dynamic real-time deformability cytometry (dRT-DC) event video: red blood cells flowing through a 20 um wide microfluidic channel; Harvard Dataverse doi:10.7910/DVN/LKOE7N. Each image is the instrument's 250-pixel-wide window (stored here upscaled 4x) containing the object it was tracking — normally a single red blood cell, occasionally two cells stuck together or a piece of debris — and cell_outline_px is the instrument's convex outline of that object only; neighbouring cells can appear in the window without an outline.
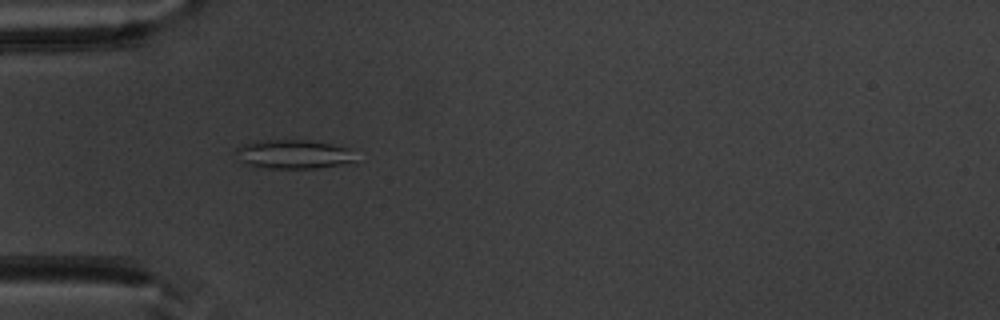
{"species": "common noctule bat (a hibernating species)", "species_latin": "Nyctalus noctula", "temperature_condition": "warm", "stored_images_in_passage": 36, "camera_frame_rate_fps": 3000, "um_per_image_px": 0.085, "animal": {"sex": "male", "body_mass_g": 20.1, "forearm_length_mm": 53.5}, "frame": {"image": 1, "passage_image": 1, "time_ms": 0.0, "image_size_px": [1000, 320], "cell_outline_px": [[356, 164], [316, 168], [268, 168], [244, 164], [240, 160], [236, 152], [236, 148], [244, 144], [256, 140], [308, 140], [332, 144], [348, 148], [356, 160]], "centroid_in_image_um": [24.99, 13.12], "position_along_channel_um": 60.0, "area_um2": 20.46}}
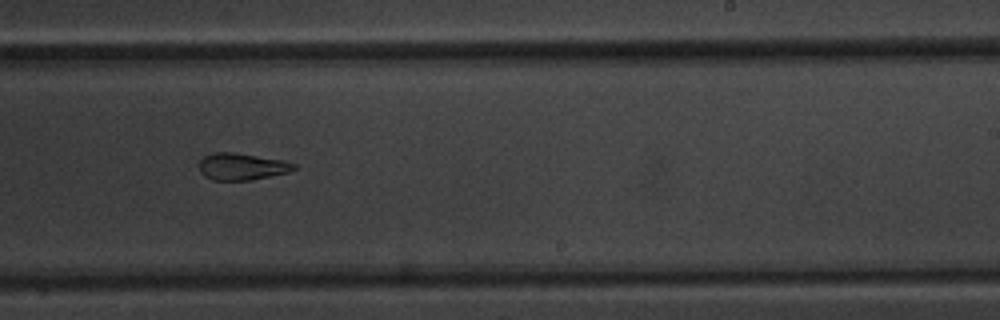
{"frame": {"image": 2, "passage_image": 17, "time_ms": 5.333, "image_size_px": [1000, 320], "cell_outline_px": [[296, 168], [288, 172], [252, 180], [212, 180], [204, 176], [200, 172], [200, 160], [204, 156], [212, 152], [232, 152], [284, 160], [296, 164]], "centroid_in_image_um": [20.54, 14.15], "position_along_channel_um": 268.5, "area_um2": 14.85}}
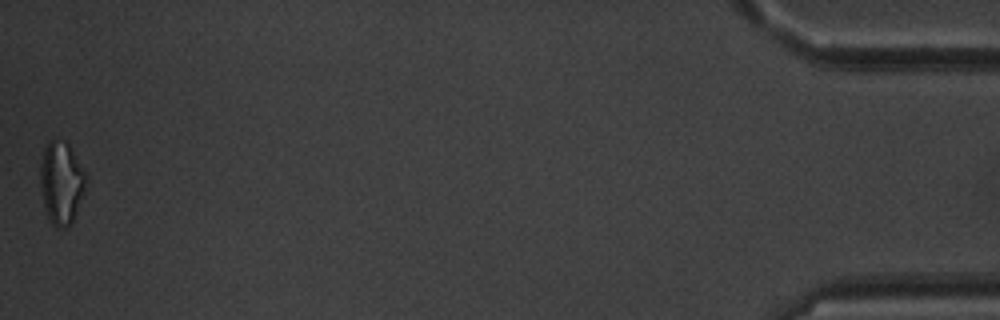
{"frame": {"image": 3, "passage_image": 36, "time_ms": 11.667, "image_size_px": [1000, 320], "cell_outline_px": [[84, 192], [76, 212], [68, 228], [60, 228], [52, 224], [48, 220], [44, 204], [40, 180], [40, 164], [44, 148], [48, 140], [64, 140], [68, 144], [84, 172]], "centroid_in_image_um": [5.18, 15.54], "position_along_channel_um": 430.0, "area_um2": 21.5}, "authors_computed_cell_mechanics": {"area_um2": 16.0684, "velocity_mm_per_s": 3.9855, "shape_relaxation_time_tau1_ms": null, "shape_relaxation_time_tau2_ms": 2.2988, "deformation_change_tau1": null, "deformation_change_tau2": 0.0767}}